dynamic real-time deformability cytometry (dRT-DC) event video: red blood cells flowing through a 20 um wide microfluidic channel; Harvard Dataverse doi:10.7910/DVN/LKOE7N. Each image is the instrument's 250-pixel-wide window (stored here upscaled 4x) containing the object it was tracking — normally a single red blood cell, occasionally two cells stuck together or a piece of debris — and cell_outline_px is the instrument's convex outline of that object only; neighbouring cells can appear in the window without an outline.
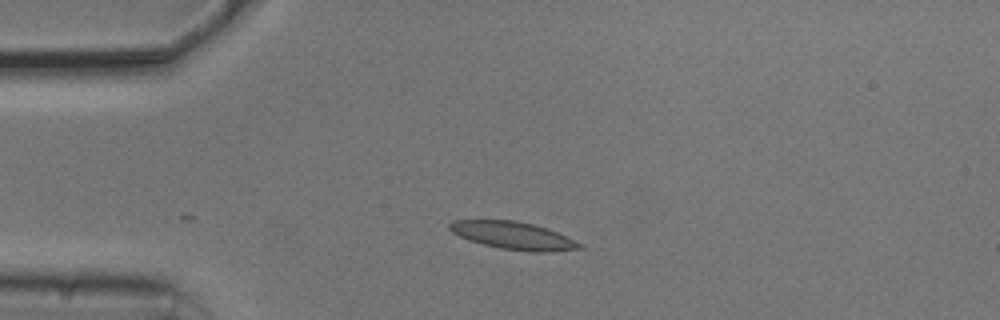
{"species": "common noctule bat (a hibernating species)", "species_latin": "Nyctalus noctula", "temperature_condition": "cold", "stored_images_in_passage": 20, "camera_frame_rate_fps": 3000, "um_per_image_px": 0.085, "animal": {"sex": "male", "body_mass_g": 20.5, "forearm_length_mm": 52.5}, "frame": {"image": 1, "passage_image": 1, "time_ms": 0.0, "image_size_px": [1000, 320], "cell_outline_px": [[584, 248], [544, 252], [528, 252], [500, 248], [468, 240], [452, 232], [448, 228], [448, 224], [452, 220], [516, 220], [532, 224], [556, 232], [584, 244]], "centroid_in_image_um": [43.61, 20.02], "position_along_channel_um": 41.4, "area_um2": 20.81}}
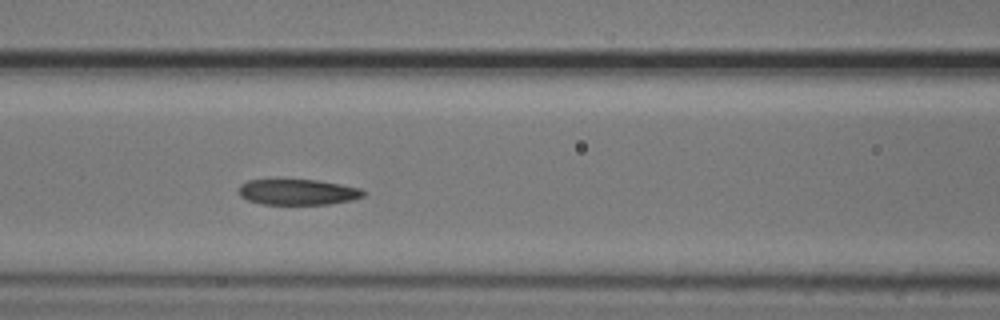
{"frame": {"image": 2, "passage_image": 11, "time_ms": 3.333, "image_size_px": [1000, 320], "cell_outline_px": [[364, 196], [352, 200], [328, 204], [260, 204], [248, 200], [240, 196], [240, 184], [248, 180], [316, 180], [340, 184], [360, 188], [364, 192]], "centroid_in_image_um": [25.31, 16.33], "position_along_channel_um": 141.3, "area_um2": 18.5}}
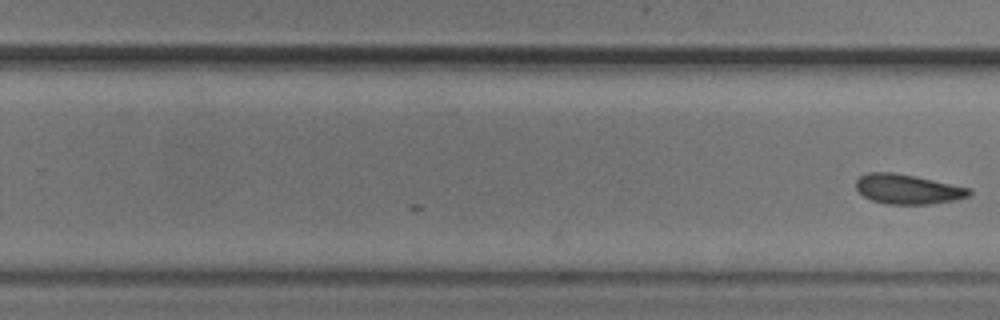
{"frame": {"image": 3, "passage_image": 20, "time_ms": 6.333, "image_size_px": [1000, 320], "cell_outline_px": [[972, 192], [968, 196], [956, 200], [932, 204], [884, 204], [872, 200], [864, 196], [856, 188], [856, 180], [860, 176], [868, 172], [896, 172], [916, 176], [972, 188]], "centroid_in_image_um": [77.18, 16.07], "position_along_channel_um": 252.6, "area_um2": 19.83}}